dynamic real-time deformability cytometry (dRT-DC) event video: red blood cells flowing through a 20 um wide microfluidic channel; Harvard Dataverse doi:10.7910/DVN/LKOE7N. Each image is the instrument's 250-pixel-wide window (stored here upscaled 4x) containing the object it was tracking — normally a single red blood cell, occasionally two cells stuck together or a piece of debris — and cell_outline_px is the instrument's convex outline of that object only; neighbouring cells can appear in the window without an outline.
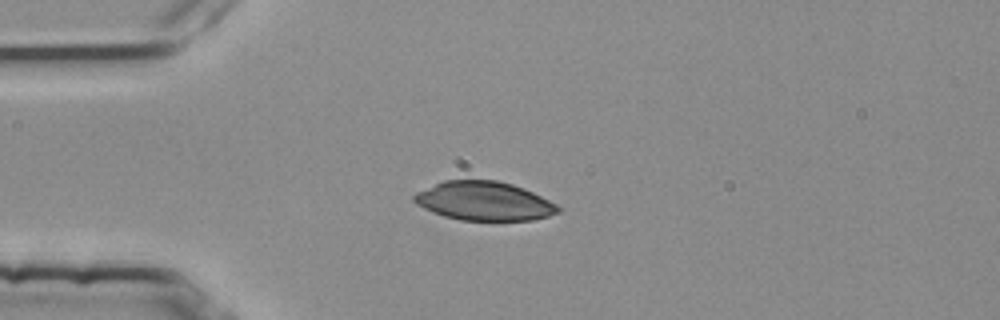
{"species": "common noctule bat (a hibernating species)", "species_latin": "Nyctalus noctula", "temperature_condition": "room temperature", "stored_images_in_passage": 38, "camera_frame_rate_fps": 3000, "um_per_image_px": 0.085, "animal": {"sex": "female", "body_mass_g": 25.1}, "frame": {"image": 1, "passage_image": 1, "time_ms": 0.0, "image_size_px": [1000, 320], "cell_outline_px": [[560, 212], [548, 216], [532, 220], [460, 220], [444, 216], [432, 212], [416, 204], [412, 200], [412, 196], [416, 192], [444, 180], [496, 180], [512, 184], [524, 188], [556, 204], [560, 208]], "centroid_in_image_um": [41.12, 17.09], "position_along_channel_um": 43.9, "area_um2": 32.54}}
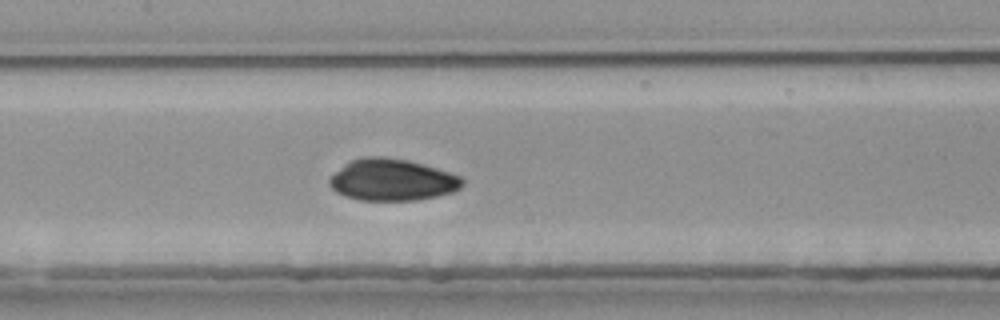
{"frame": {"image": 2, "passage_image": 13, "time_ms": 4.0, "image_size_px": [1000, 320], "cell_outline_px": [[464, 184], [460, 188], [452, 192], [436, 196], [416, 200], [360, 200], [336, 192], [328, 184], [328, 180], [344, 164], [352, 160], [364, 156], [384, 156], [408, 160], [424, 164], [460, 176], [464, 180]], "centroid_in_image_um": [33.34, 15.28], "position_along_channel_um": 174.1, "area_um2": 32.19}}
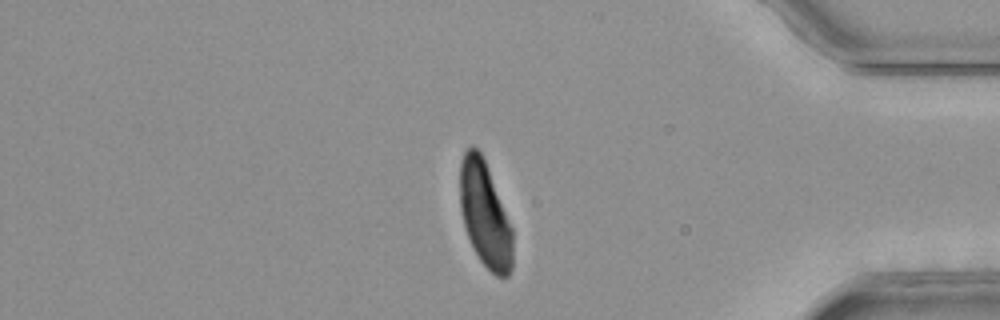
{"frame": {"image": 3, "passage_image": 33, "time_ms": 10.667, "image_size_px": [1000, 320], "cell_outline_px": [[512, 268], [508, 276], [504, 280], [496, 276], [480, 260], [472, 248], [464, 228], [460, 208], [460, 160], [464, 152], [472, 144], [480, 152], [484, 160], [512, 228]], "centroid_in_image_um": [41.2, 18.27], "position_along_channel_um": 394.0, "area_um2": 32.31}}